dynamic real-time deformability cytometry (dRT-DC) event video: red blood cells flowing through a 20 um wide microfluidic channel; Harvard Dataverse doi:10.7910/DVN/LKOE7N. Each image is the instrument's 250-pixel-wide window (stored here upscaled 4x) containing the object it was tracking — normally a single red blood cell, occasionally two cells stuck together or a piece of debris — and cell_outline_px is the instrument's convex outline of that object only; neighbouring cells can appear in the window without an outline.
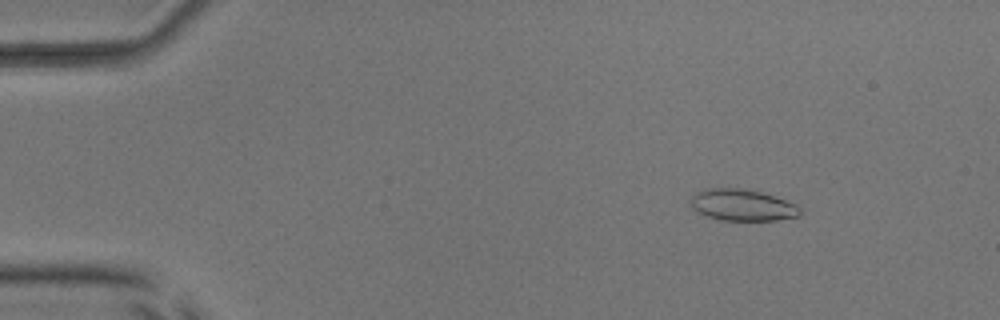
{"species": "common noctule bat (a hibernating species)", "species_latin": "Nyctalus noctula", "temperature_condition": "room temperature", "stored_images_in_passage": 50, "camera_frame_rate_fps": 3000, "um_per_image_px": 0.085, "animal": {"sex": "male", "body_mass_g": 17.9, "forearm_length_mm": 54.2}, "frame": {"image": 1, "passage_image": 3, "time_ms": 0.667, "image_size_px": [1000, 320], "cell_outline_px": [[800, 216], [776, 220], [720, 220], [708, 216], [692, 208], [692, 196], [696, 192], [704, 188], [744, 188], [760, 192], [796, 204], [800, 208]], "centroid_in_image_um": [63.1, 17.42], "position_along_channel_um": 21.9, "area_um2": 19.88}}
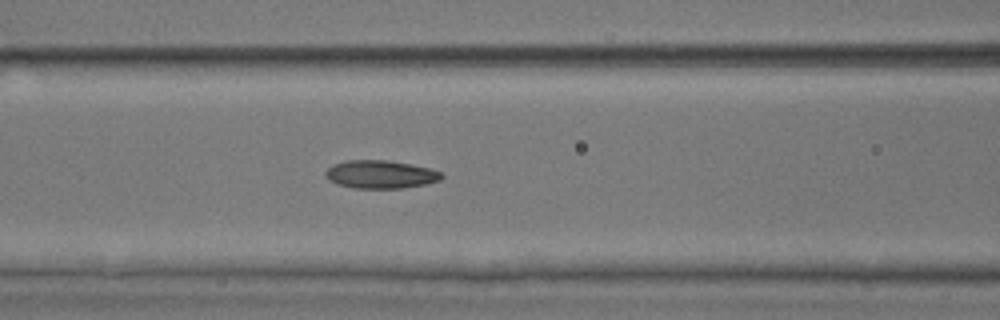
{"frame": {"image": 2, "passage_image": 19, "time_ms": 6.0, "image_size_px": [1000, 320], "cell_outline_px": [[444, 176], [440, 180], [424, 184], [404, 188], [352, 188], [328, 180], [324, 176], [324, 172], [332, 164], [344, 160], [388, 160], [412, 164], [432, 168], [440, 172]], "centroid_in_image_um": [32.33, 14.81], "position_along_channel_um": 134.3, "area_um2": 19.19}}
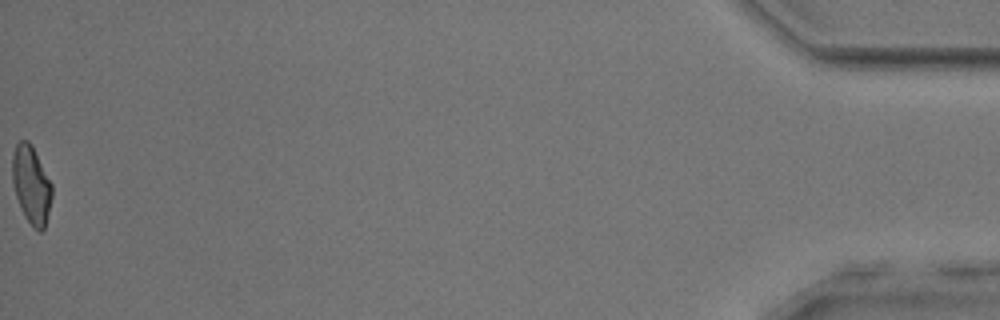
{"frame": {"image": 3, "passage_image": 50, "time_ms": 16.333, "image_size_px": [1000, 320], "cell_outline_px": [[52, 196], [44, 228], [40, 232], [24, 216], [20, 208], [16, 196], [12, 180], [12, 152], [16, 144], [20, 140], [28, 140], [32, 144], [52, 184]], "centroid_in_image_um": [2.64, 15.65], "position_along_channel_um": 432.6, "area_um2": 17.92}, "authors_computed_cell_mechanics": {"area_um2": 18.3515, "velocity_mm_per_s": 3.8452, "shape_relaxation_time_tau1_ms": 7.5217, "shape_relaxation_time_tau2_ms": 2.4796, "deformation_change_tau1": 0.1514, "deformation_change_tau2": 0.0951}}